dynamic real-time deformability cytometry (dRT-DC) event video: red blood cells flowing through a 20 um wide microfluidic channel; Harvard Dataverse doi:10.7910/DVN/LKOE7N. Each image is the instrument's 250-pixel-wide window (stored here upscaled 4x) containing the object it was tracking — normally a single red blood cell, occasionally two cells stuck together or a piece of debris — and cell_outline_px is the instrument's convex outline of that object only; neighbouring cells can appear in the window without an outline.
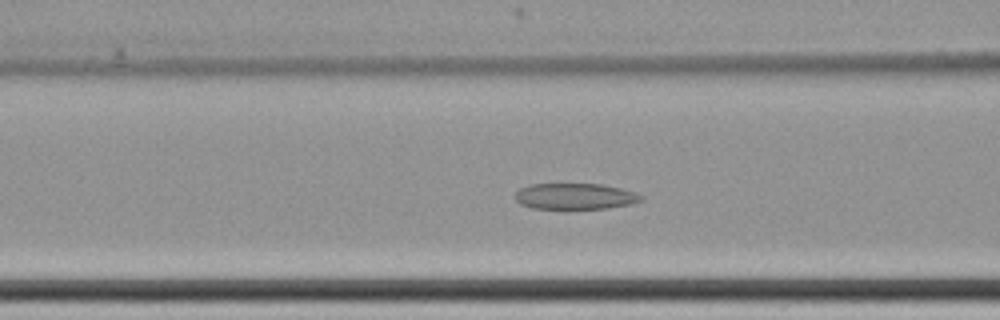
{"species": "common noctule bat (a hibernating species)", "species_latin": "Nyctalus noctula", "temperature_condition": "cold", "stored_images_in_passage": 64, "camera_frame_rate_fps": 3000, "um_per_image_px": 0.085, "animal": {"sex": "female", "body_mass_g": 22.7, "forearm_length_mm": 54.2}, "frame": {"image": 1, "passage_image": 29, "time_ms": 9.333, "image_size_px": [1000, 320], "cell_outline_px": [[644, 200], [632, 204], [608, 208], [532, 208], [520, 204], [516, 200], [516, 192], [520, 188], [528, 184], [604, 184], [620, 188], [644, 196]], "centroid_in_image_um": [48.9, 16.68], "position_along_channel_um": 117.7, "area_um2": 19.07}}
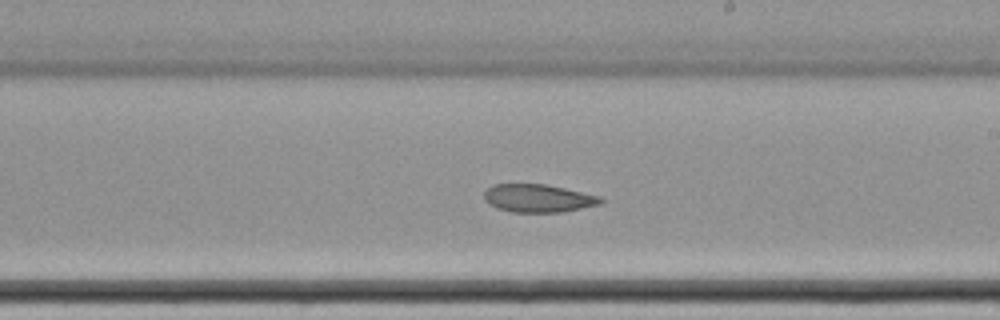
{"frame": {"image": 2, "passage_image": 40, "time_ms": 13.0, "image_size_px": [1000, 320], "cell_outline_px": [[604, 200], [600, 204], [564, 212], [512, 212], [496, 208], [488, 204], [484, 200], [484, 192], [492, 184], [544, 184], [564, 188], [600, 196]], "centroid_in_image_um": [45.72, 16.85], "position_along_channel_um": 243.3, "area_um2": 19.07}}
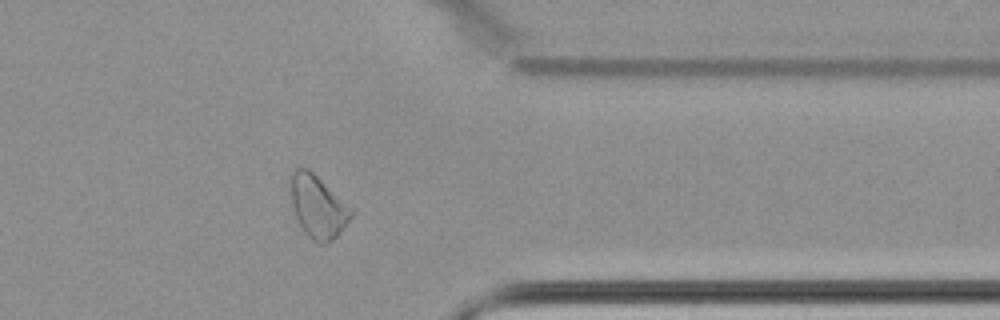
{"frame": {"image": 3, "passage_image": 53, "time_ms": 17.333, "image_size_px": [1000, 320], "cell_outline_px": [[356, 212], [336, 236], [328, 244], [320, 244], [312, 240], [304, 232], [296, 216], [292, 204], [288, 172], [296, 168], [308, 168], [352, 208]], "centroid_in_image_um": [27.0, 17.54], "position_along_channel_um": 384.4, "area_um2": 22.2}, "authors_computed_cell_mechanics": {"area_um2": 23.1489, "velocity_mm_per_s": 3.4255, "shape_relaxation_time_tau1_ms": null, "shape_relaxation_time_tau2_ms": 4.1786, "deformation_change_tau1": null, "deformation_change_tau2": 0.0785}}